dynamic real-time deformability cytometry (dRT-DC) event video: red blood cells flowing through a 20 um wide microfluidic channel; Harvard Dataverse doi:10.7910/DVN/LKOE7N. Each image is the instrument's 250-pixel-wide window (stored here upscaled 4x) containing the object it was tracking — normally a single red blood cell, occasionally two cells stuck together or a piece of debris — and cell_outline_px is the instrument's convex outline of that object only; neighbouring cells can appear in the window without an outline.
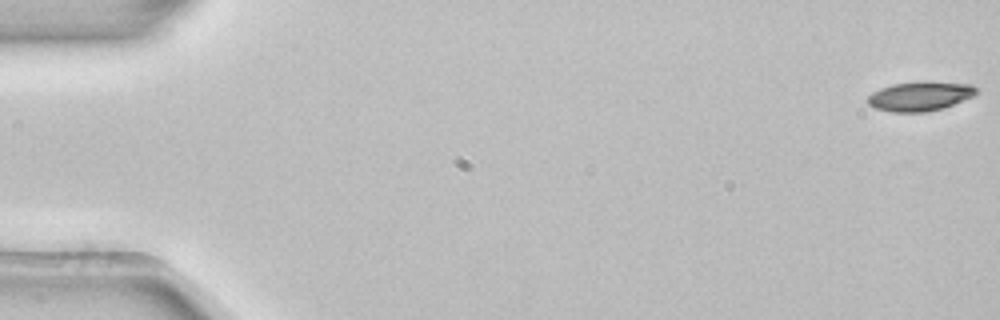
{"species": "common noctule bat (a hibernating species)", "species_latin": "Nyctalus noctula", "temperature_condition": "room temperature", "stored_images_in_passage": 5, "camera_frame_rate_fps": 3000, "um_per_image_px": 0.085, "animal": {"sex": "female", "body_mass_g": 22.7, "forearm_length_mm": 54.2}, "frame": {"image": 1, "passage_image": 1, "time_ms": 0.0, "image_size_px": [1000, 320], "cell_outline_px": [[976, 92], [972, 96], [944, 108], [924, 112], [892, 112], [876, 108], [868, 104], [868, 96], [872, 92], [880, 88], [892, 84], [924, 80], [972, 84], [976, 88]], "centroid_in_image_um": [78.19, 8.16], "position_along_channel_um": 6.8, "area_um2": 18.73}}
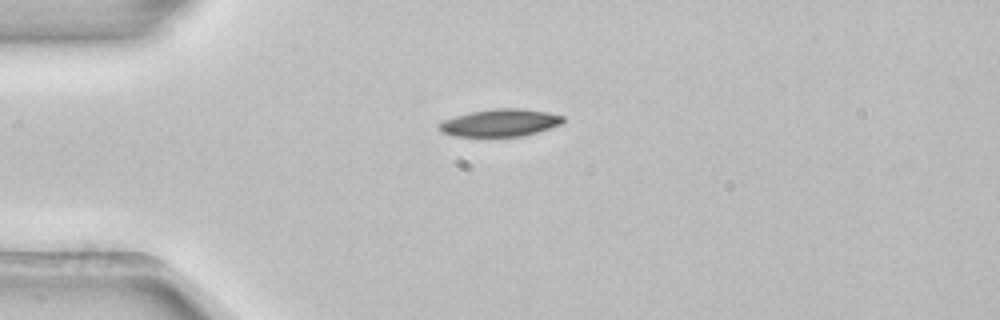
{"frame": {"image": 2, "passage_image": 4, "time_ms": 1.0, "image_size_px": [1000, 320], "cell_outline_px": [[564, 124], [524, 136], [452, 136], [440, 132], [436, 128], [436, 124], [444, 120], [468, 112], [496, 108], [520, 108], [548, 112], [564, 116]], "centroid_in_image_um": [42.5, 10.44], "position_along_channel_um": 42.5, "area_um2": 20.11}}